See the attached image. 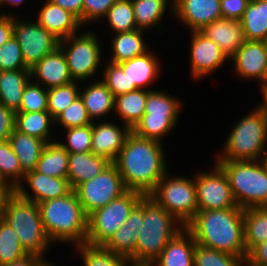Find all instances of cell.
Wrapping results in <instances>:
<instances>
[{
  "instance_id": "obj_1",
  "label": "cell",
  "mask_w": 267,
  "mask_h": 266,
  "mask_svg": "<svg viewBox=\"0 0 267 266\" xmlns=\"http://www.w3.org/2000/svg\"><path fill=\"white\" fill-rule=\"evenodd\" d=\"M165 145L130 132L113 162L127 190L148 196L170 170Z\"/></svg>"
},
{
  "instance_id": "obj_2",
  "label": "cell",
  "mask_w": 267,
  "mask_h": 266,
  "mask_svg": "<svg viewBox=\"0 0 267 266\" xmlns=\"http://www.w3.org/2000/svg\"><path fill=\"white\" fill-rule=\"evenodd\" d=\"M244 209L198 210L185 226L196 244L238 256L244 260L247 250L244 242Z\"/></svg>"
},
{
  "instance_id": "obj_3",
  "label": "cell",
  "mask_w": 267,
  "mask_h": 266,
  "mask_svg": "<svg viewBox=\"0 0 267 266\" xmlns=\"http://www.w3.org/2000/svg\"><path fill=\"white\" fill-rule=\"evenodd\" d=\"M44 231L52 245H75L86 242L87 216L75 191L38 203Z\"/></svg>"
},
{
  "instance_id": "obj_4",
  "label": "cell",
  "mask_w": 267,
  "mask_h": 266,
  "mask_svg": "<svg viewBox=\"0 0 267 266\" xmlns=\"http://www.w3.org/2000/svg\"><path fill=\"white\" fill-rule=\"evenodd\" d=\"M185 226L149 196L140 200V227L135 264L150 266L168 242Z\"/></svg>"
},
{
  "instance_id": "obj_5",
  "label": "cell",
  "mask_w": 267,
  "mask_h": 266,
  "mask_svg": "<svg viewBox=\"0 0 267 266\" xmlns=\"http://www.w3.org/2000/svg\"><path fill=\"white\" fill-rule=\"evenodd\" d=\"M248 112V113H247ZM237 119L225 136L215 161H257L267 148V119L254 106Z\"/></svg>"
},
{
  "instance_id": "obj_6",
  "label": "cell",
  "mask_w": 267,
  "mask_h": 266,
  "mask_svg": "<svg viewBox=\"0 0 267 266\" xmlns=\"http://www.w3.org/2000/svg\"><path fill=\"white\" fill-rule=\"evenodd\" d=\"M93 30L89 28L88 31L87 28H83L79 33L59 41V48L65 55L69 72L74 81L84 82L100 79L106 57L103 53L105 52V39H102L103 37L94 27Z\"/></svg>"
},
{
  "instance_id": "obj_7",
  "label": "cell",
  "mask_w": 267,
  "mask_h": 266,
  "mask_svg": "<svg viewBox=\"0 0 267 266\" xmlns=\"http://www.w3.org/2000/svg\"><path fill=\"white\" fill-rule=\"evenodd\" d=\"M184 103L163 89L150 90L145 103L144 115L131 129L136 135L165 143V139L173 134L179 124Z\"/></svg>"
},
{
  "instance_id": "obj_8",
  "label": "cell",
  "mask_w": 267,
  "mask_h": 266,
  "mask_svg": "<svg viewBox=\"0 0 267 266\" xmlns=\"http://www.w3.org/2000/svg\"><path fill=\"white\" fill-rule=\"evenodd\" d=\"M2 219L16 232L28 254L50 260L46 258V254L53 245L44 231L37 203L21 197L16 192L9 199Z\"/></svg>"
},
{
  "instance_id": "obj_9",
  "label": "cell",
  "mask_w": 267,
  "mask_h": 266,
  "mask_svg": "<svg viewBox=\"0 0 267 266\" xmlns=\"http://www.w3.org/2000/svg\"><path fill=\"white\" fill-rule=\"evenodd\" d=\"M227 175L234 199L243 209L267 207V171L257 161H215Z\"/></svg>"
},
{
  "instance_id": "obj_10",
  "label": "cell",
  "mask_w": 267,
  "mask_h": 266,
  "mask_svg": "<svg viewBox=\"0 0 267 266\" xmlns=\"http://www.w3.org/2000/svg\"><path fill=\"white\" fill-rule=\"evenodd\" d=\"M170 172L162 177L148 196L186 226L198 211L195 173L189 177L180 175V172L179 175H171Z\"/></svg>"
},
{
  "instance_id": "obj_11",
  "label": "cell",
  "mask_w": 267,
  "mask_h": 266,
  "mask_svg": "<svg viewBox=\"0 0 267 266\" xmlns=\"http://www.w3.org/2000/svg\"><path fill=\"white\" fill-rule=\"evenodd\" d=\"M143 196L140 192L127 190L106 206L91 213L87 218L86 242L105 245L126 222L130 212Z\"/></svg>"
},
{
  "instance_id": "obj_12",
  "label": "cell",
  "mask_w": 267,
  "mask_h": 266,
  "mask_svg": "<svg viewBox=\"0 0 267 266\" xmlns=\"http://www.w3.org/2000/svg\"><path fill=\"white\" fill-rule=\"evenodd\" d=\"M74 191L88 217L120 197L127 189L117 166L111 162L99 175L79 184Z\"/></svg>"
},
{
  "instance_id": "obj_13",
  "label": "cell",
  "mask_w": 267,
  "mask_h": 266,
  "mask_svg": "<svg viewBox=\"0 0 267 266\" xmlns=\"http://www.w3.org/2000/svg\"><path fill=\"white\" fill-rule=\"evenodd\" d=\"M30 19L27 20L26 15L25 19L18 15L13 16V36L20 45L24 63L29 69L55 51L60 41L35 19Z\"/></svg>"
},
{
  "instance_id": "obj_14",
  "label": "cell",
  "mask_w": 267,
  "mask_h": 266,
  "mask_svg": "<svg viewBox=\"0 0 267 266\" xmlns=\"http://www.w3.org/2000/svg\"><path fill=\"white\" fill-rule=\"evenodd\" d=\"M210 170H196L195 184L197 190L198 210L228 209L238 206L227 175L215 162Z\"/></svg>"
},
{
  "instance_id": "obj_15",
  "label": "cell",
  "mask_w": 267,
  "mask_h": 266,
  "mask_svg": "<svg viewBox=\"0 0 267 266\" xmlns=\"http://www.w3.org/2000/svg\"><path fill=\"white\" fill-rule=\"evenodd\" d=\"M189 47V72L190 77L198 82L208 76L214 75L215 71L223 69L229 62L221 48L200 31L188 32Z\"/></svg>"
},
{
  "instance_id": "obj_16",
  "label": "cell",
  "mask_w": 267,
  "mask_h": 266,
  "mask_svg": "<svg viewBox=\"0 0 267 266\" xmlns=\"http://www.w3.org/2000/svg\"><path fill=\"white\" fill-rule=\"evenodd\" d=\"M229 60L233 66L232 75L259 85L267 69V41L246 40Z\"/></svg>"
},
{
  "instance_id": "obj_17",
  "label": "cell",
  "mask_w": 267,
  "mask_h": 266,
  "mask_svg": "<svg viewBox=\"0 0 267 266\" xmlns=\"http://www.w3.org/2000/svg\"><path fill=\"white\" fill-rule=\"evenodd\" d=\"M173 18L188 32L201 31L213 21L223 18L220 0H176Z\"/></svg>"
},
{
  "instance_id": "obj_18",
  "label": "cell",
  "mask_w": 267,
  "mask_h": 266,
  "mask_svg": "<svg viewBox=\"0 0 267 266\" xmlns=\"http://www.w3.org/2000/svg\"><path fill=\"white\" fill-rule=\"evenodd\" d=\"M113 119L92 123L91 152L107 158L110 162L116 160L131 132V128L126 124H119L118 120Z\"/></svg>"
},
{
  "instance_id": "obj_19",
  "label": "cell",
  "mask_w": 267,
  "mask_h": 266,
  "mask_svg": "<svg viewBox=\"0 0 267 266\" xmlns=\"http://www.w3.org/2000/svg\"><path fill=\"white\" fill-rule=\"evenodd\" d=\"M72 190L67 178L50 177L35 170L24 175L16 192L23 198L40 203L67 195Z\"/></svg>"
},
{
  "instance_id": "obj_20",
  "label": "cell",
  "mask_w": 267,
  "mask_h": 266,
  "mask_svg": "<svg viewBox=\"0 0 267 266\" xmlns=\"http://www.w3.org/2000/svg\"><path fill=\"white\" fill-rule=\"evenodd\" d=\"M154 50L152 48L143 55L119 63L129 78V87L153 90L154 83L161 79L164 64L162 65L161 57Z\"/></svg>"
},
{
  "instance_id": "obj_21",
  "label": "cell",
  "mask_w": 267,
  "mask_h": 266,
  "mask_svg": "<svg viewBox=\"0 0 267 266\" xmlns=\"http://www.w3.org/2000/svg\"><path fill=\"white\" fill-rule=\"evenodd\" d=\"M38 13H34L37 23L53 34L57 39L62 40L71 35L79 33L84 27L79 19L70 11L53 4L49 0H41ZM44 2V3H43Z\"/></svg>"
},
{
  "instance_id": "obj_22",
  "label": "cell",
  "mask_w": 267,
  "mask_h": 266,
  "mask_svg": "<svg viewBox=\"0 0 267 266\" xmlns=\"http://www.w3.org/2000/svg\"><path fill=\"white\" fill-rule=\"evenodd\" d=\"M30 72L31 80L45 89L64 86L74 81L65 55L59 47L35 64Z\"/></svg>"
},
{
  "instance_id": "obj_23",
  "label": "cell",
  "mask_w": 267,
  "mask_h": 266,
  "mask_svg": "<svg viewBox=\"0 0 267 266\" xmlns=\"http://www.w3.org/2000/svg\"><path fill=\"white\" fill-rule=\"evenodd\" d=\"M146 35V31L136 29L132 31H127L123 33H117L110 35L111 39L107 43H105V50L107 48V44L109 43L110 54H106L105 59L109 62L119 64L121 62L130 60L134 57L140 56L148 52L151 48L150 42H148L149 38Z\"/></svg>"
},
{
  "instance_id": "obj_24",
  "label": "cell",
  "mask_w": 267,
  "mask_h": 266,
  "mask_svg": "<svg viewBox=\"0 0 267 266\" xmlns=\"http://www.w3.org/2000/svg\"><path fill=\"white\" fill-rule=\"evenodd\" d=\"M79 96L92 121L112 119L114 96L101 79L81 82Z\"/></svg>"
},
{
  "instance_id": "obj_25",
  "label": "cell",
  "mask_w": 267,
  "mask_h": 266,
  "mask_svg": "<svg viewBox=\"0 0 267 266\" xmlns=\"http://www.w3.org/2000/svg\"><path fill=\"white\" fill-rule=\"evenodd\" d=\"M200 32L217 44L228 59L246 41L239 20L222 18L208 24Z\"/></svg>"
},
{
  "instance_id": "obj_26",
  "label": "cell",
  "mask_w": 267,
  "mask_h": 266,
  "mask_svg": "<svg viewBox=\"0 0 267 266\" xmlns=\"http://www.w3.org/2000/svg\"><path fill=\"white\" fill-rule=\"evenodd\" d=\"M195 247L193 235L184 227L168 242L150 266H194Z\"/></svg>"
},
{
  "instance_id": "obj_27",
  "label": "cell",
  "mask_w": 267,
  "mask_h": 266,
  "mask_svg": "<svg viewBox=\"0 0 267 266\" xmlns=\"http://www.w3.org/2000/svg\"><path fill=\"white\" fill-rule=\"evenodd\" d=\"M132 5L137 29L146 32L153 30L158 35H164L167 30L162 20L168 15L171 20L173 18V6L167 0H132Z\"/></svg>"
},
{
  "instance_id": "obj_28",
  "label": "cell",
  "mask_w": 267,
  "mask_h": 266,
  "mask_svg": "<svg viewBox=\"0 0 267 266\" xmlns=\"http://www.w3.org/2000/svg\"><path fill=\"white\" fill-rule=\"evenodd\" d=\"M111 162L92 152L69 153L67 179L74 190L79 184L99 175Z\"/></svg>"
},
{
  "instance_id": "obj_29",
  "label": "cell",
  "mask_w": 267,
  "mask_h": 266,
  "mask_svg": "<svg viewBox=\"0 0 267 266\" xmlns=\"http://www.w3.org/2000/svg\"><path fill=\"white\" fill-rule=\"evenodd\" d=\"M140 227V201L130 212L126 222L113 234L105 246L116 255L135 263V247Z\"/></svg>"
},
{
  "instance_id": "obj_30",
  "label": "cell",
  "mask_w": 267,
  "mask_h": 266,
  "mask_svg": "<svg viewBox=\"0 0 267 266\" xmlns=\"http://www.w3.org/2000/svg\"><path fill=\"white\" fill-rule=\"evenodd\" d=\"M15 129L18 132L44 140L46 143L55 141L58 136L55 133L54 118L48 111L16 112Z\"/></svg>"
},
{
  "instance_id": "obj_31",
  "label": "cell",
  "mask_w": 267,
  "mask_h": 266,
  "mask_svg": "<svg viewBox=\"0 0 267 266\" xmlns=\"http://www.w3.org/2000/svg\"><path fill=\"white\" fill-rule=\"evenodd\" d=\"M30 80V69L0 71V103L16 113L24 88Z\"/></svg>"
},
{
  "instance_id": "obj_32",
  "label": "cell",
  "mask_w": 267,
  "mask_h": 266,
  "mask_svg": "<svg viewBox=\"0 0 267 266\" xmlns=\"http://www.w3.org/2000/svg\"><path fill=\"white\" fill-rule=\"evenodd\" d=\"M149 91L137 89L114 97L113 115L119 123L126 124L131 129L135 126L144 115Z\"/></svg>"
},
{
  "instance_id": "obj_33",
  "label": "cell",
  "mask_w": 267,
  "mask_h": 266,
  "mask_svg": "<svg viewBox=\"0 0 267 266\" xmlns=\"http://www.w3.org/2000/svg\"><path fill=\"white\" fill-rule=\"evenodd\" d=\"M8 141L20 162L22 172L26 174L34 171L46 142L18 132L16 129L13 130Z\"/></svg>"
},
{
  "instance_id": "obj_34",
  "label": "cell",
  "mask_w": 267,
  "mask_h": 266,
  "mask_svg": "<svg viewBox=\"0 0 267 266\" xmlns=\"http://www.w3.org/2000/svg\"><path fill=\"white\" fill-rule=\"evenodd\" d=\"M82 266H138L130 258L116 255L105 245H94L88 242L72 247ZM78 253V254H77Z\"/></svg>"
},
{
  "instance_id": "obj_35",
  "label": "cell",
  "mask_w": 267,
  "mask_h": 266,
  "mask_svg": "<svg viewBox=\"0 0 267 266\" xmlns=\"http://www.w3.org/2000/svg\"><path fill=\"white\" fill-rule=\"evenodd\" d=\"M240 22L246 40L267 41V0H250Z\"/></svg>"
},
{
  "instance_id": "obj_36",
  "label": "cell",
  "mask_w": 267,
  "mask_h": 266,
  "mask_svg": "<svg viewBox=\"0 0 267 266\" xmlns=\"http://www.w3.org/2000/svg\"><path fill=\"white\" fill-rule=\"evenodd\" d=\"M68 157L69 152L57 140L46 143L35 171L50 177L67 178Z\"/></svg>"
},
{
  "instance_id": "obj_37",
  "label": "cell",
  "mask_w": 267,
  "mask_h": 266,
  "mask_svg": "<svg viewBox=\"0 0 267 266\" xmlns=\"http://www.w3.org/2000/svg\"><path fill=\"white\" fill-rule=\"evenodd\" d=\"M244 242L247 253L267 240V207L244 209Z\"/></svg>"
},
{
  "instance_id": "obj_38",
  "label": "cell",
  "mask_w": 267,
  "mask_h": 266,
  "mask_svg": "<svg viewBox=\"0 0 267 266\" xmlns=\"http://www.w3.org/2000/svg\"><path fill=\"white\" fill-rule=\"evenodd\" d=\"M102 20L108 36L137 29L132 0H117Z\"/></svg>"
},
{
  "instance_id": "obj_39",
  "label": "cell",
  "mask_w": 267,
  "mask_h": 266,
  "mask_svg": "<svg viewBox=\"0 0 267 266\" xmlns=\"http://www.w3.org/2000/svg\"><path fill=\"white\" fill-rule=\"evenodd\" d=\"M27 255L16 232L6 221L0 219V266L13 263Z\"/></svg>"
},
{
  "instance_id": "obj_40",
  "label": "cell",
  "mask_w": 267,
  "mask_h": 266,
  "mask_svg": "<svg viewBox=\"0 0 267 266\" xmlns=\"http://www.w3.org/2000/svg\"><path fill=\"white\" fill-rule=\"evenodd\" d=\"M58 133L59 137L57 136L56 140L69 153L91 152L92 124L70 127ZM61 134L64 136L61 137Z\"/></svg>"
},
{
  "instance_id": "obj_41",
  "label": "cell",
  "mask_w": 267,
  "mask_h": 266,
  "mask_svg": "<svg viewBox=\"0 0 267 266\" xmlns=\"http://www.w3.org/2000/svg\"><path fill=\"white\" fill-rule=\"evenodd\" d=\"M24 175L10 142L0 141V177L16 188L23 181Z\"/></svg>"
},
{
  "instance_id": "obj_42",
  "label": "cell",
  "mask_w": 267,
  "mask_h": 266,
  "mask_svg": "<svg viewBox=\"0 0 267 266\" xmlns=\"http://www.w3.org/2000/svg\"><path fill=\"white\" fill-rule=\"evenodd\" d=\"M81 82L48 89V112L53 118L65 110L78 96Z\"/></svg>"
},
{
  "instance_id": "obj_43",
  "label": "cell",
  "mask_w": 267,
  "mask_h": 266,
  "mask_svg": "<svg viewBox=\"0 0 267 266\" xmlns=\"http://www.w3.org/2000/svg\"><path fill=\"white\" fill-rule=\"evenodd\" d=\"M92 123L93 121L89 117L80 96L54 118L55 130L57 131H61V128L64 130L70 127L85 126Z\"/></svg>"
},
{
  "instance_id": "obj_44",
  "label": "cell",
  "mask_w": 267,
  "mask_h": 266,
  "mask_svg": "<svg viewBox=\"0 0 267 266\" xmlns=\"http://www.w3.org/2000/svg\"><path fill=\"white\" fill-rule=\"evenodd\" d=\"M245 260L219 250L196 244L194 266H243Z\"/></svg>"
},
{
  "instance_id": "obj_45",
  "label": "cell",
  "mask_w": 267,
  "mask_h": 266,
  "mask_svg": "<svg viewBox=\"0 0 267 266\" xmlns=\"http://www.w3.org/2000/svg\"><path fill=\"white\" fill-rule=\"evenodd\" d=\"M100 79L114 97L138 89L137 87H129V78L119 64L109 62L106 59L103 63Z\"/></svg>"
},
{
  "instance_id": "obj_46",
  "label": "cell",
  "mask_w": 267,
  "mask_h": 266,
  "mask_svg": "<svg viewBox=\"0 0 267 266\" xmlns=\"http://www.w3.org/2000/svg\"><path fill=\"white\" fill-rule=\"evenodd\" d=\"M48 111V89L32 80L25 86L17 112Z\"/></svg>"
},
{
  "instance_id": "obj_47",
  "label": "cell",
  "mask_w": 267,
  "mask_h": 266,
  "mask_svg": "<svg viewBox=\"0 0 267 266\" xmlns=\"http://www.w3.org/2000/svg\"><path fill=\"white\" fill-rule=\"evenodd\" d=\"M29 69L22 55V50L17 39L12 35L10 39L0 47V71Z\"/></svg>"
},
{
  "instance_id": "obj_48",
  "label": "cell",
  "mask_w": 267,
  "mask_h": 266,
  "mask_svg": "<svg viewBox=\"0 0 267 266\" xmlns=\"http://www.w3.org/2000/svg\"><path fill=\"white\" fill-rule=\"evenodd\" d=\"M117 0H83V13L79 22L84 28L97 22V25L106 16L109 9ZM99 21V22H98Z\"/></svg>"
},
{
  "instance_id": "obj_49",
  "label": "cell",
  "mask_w": 267,
  "mask_h": 266,
  "mask_svg": "<svg viewBox=\"0 0 267 266\" xmlns=\"http://www.w3.org/2000/svg\"><path fill=\"white\" fill-rule=\"evenodd\" d=\"M250 0H220L223 18L241 20Z\"/></svg>"
},
{
  "instance_id": "obj_50",
  "label": "cell",
  "mask_w": 267,
  "mask_h": 266,
  "mask_svg": "<svg viewBox=\"0 0 267 266\" xmlns=\"http://www.w3.org/2000/svg\"><path fill=\"white\" fill-rule=\"evenodd\" d=\"M15 129V112L0 103V141L10 138Z\"/></svg>"
},
{
  "instance_id": "obj_51",
  "label": "cell",
  "mask_w": 267,
  "mask_h": 266,
  "mask_svg": "<svg viewBox=\"0 0 267 266\" xmlns=\"http://www.w3.org/2000/svg\"><path fill=\"white\" fill-rule=\"evenodd\" d=\"M244 265L267 266V240L248 252Z\"/></svg>"
},
{
  "instance_id": "obj_52",
  "label": "cell",
  "mask_w": 267,
  "mask_h": 266,
  "mask_svg": "<svg viewBox=\"0 0 267 266\" xmlns=\"http://www.w3.org/2000/svg\"><path fill=\"white\" fill-rule=\"evenodd\" d=\"M16 193V188L7 181L0 183V219L3 218L9 199Z\"/></svg>"
},
{
  "instance_id": "obj_53",
  "label": "cell",
  "mask_w": 267,
  "mask_h": 266,
  "mask_svg": "<svg viewBox=\"0 0 267 266\" xmlns=\"http://www.w3.org/2000/svg\"><path fill=\"white\" fill-rule=\"evenodd\" d=\"M13 35V16L0 15V47Z\"/></svg>"
},
{
  "instance_id": "obj_54",
  "label": "cell",
  "mask_w": 267,
  "mask_h": 266,
  "mask_svg": "<svg viewBox=\"0 0 267 266\" xmlns=\"http://www.w3.org/2000/svg\"><path fill=\"white\" fill-rule=\"evenodd\" d=\"M53 4L70 11L78 19L82 17L83 13V0H49Z\"/></svg>"
},
{
  "instance_id": "obj_55",
  "label": "cell",
  "mask_w": 267,
  "mask_h": 266,
  "mask_svg": "<svg viewBox=\"0 0 267 266\" xmlns=\"http://www.w3.org/2000/svg\"><path fill=\"white\" fill-rule=\"evenodd\" d=\"M45 261L46 259L38 255L28 254L27 256L4 266H42Z\"/></svg>"
},
{
  "instance_id": "obj_56",
  "label": "cell",
  "mask_w": 267,
  "mask_h": 266,
  "mask_svg": "<svg viewBox=\"0 0 267 266\" xmlns=\"http://www.w3.org/2000/svg\"><path fill=\"white\" fill-rule=\"evenodd\" d=\"M25 5L26 4V0H2L1 3H0V15H12V16H17V14L19 13H10L7 11V9H5V7L7 6H11V9L12 7H16V8H21V5ZM7 5V6H6ZM5 9V10H4ZM4 10V11H3Z\"/></svg>"
},
{
  "instance_id": "obj_57",
  "label": "cell",
  "mask_w": 267,
  "mask_h": 266,
  "mask_svg": "<svg viewBox=\"0 0 267 266\" xmlns=\"http://www.w3.org/2000/svg\"><path fill=\"white\" fill-rule=\"evenodd\" d=\"M259 93L262 96L261 101H258L259 104L256 105V108L262 113V115L267 119V85H258Z\"/></svg>"
},
{
  "instance_id": "obj_58",
  "label": "cell",
  "mask_w": 267,
  "mask_h": 266,
  "mask_svg": "<svg viewBox=\"0 0 267 266\" xmlns=\"http://www.w3.org/2000/svg\"><path fill=\"white\" fill-rule=\"evenodd\" d=\"M260 161H261V163L263 164L265 170L267 171V148H266V150L263 152Z\"/></svg>"
},
{
  "instance_id": "obj_59",
  "label": "cell",
  "mask_w": 267,
  "mask_h": 266,
  "mask_svg": "<svg viewBox=\"0 0 267 266\" xmlns=\"http://www.w3.org/2000/svg\"><path fill=\"white\" fill-rule=\"evenodd\" d=\"M51 260H46L42 266H57L55 263H53Z\"/></svg>"
},
{
  "instance_id": "obj_60",
  "label": "cell",
  "mask_w": 267,
  "mask_h": 266,
  "mask_svg": "<svg viewBox=\"0 0 267 266\" xmlns=\"http://www.w3.org/2000/svg\"><path fill=\"white\" fill-rule=\"evenodd\" d=\"M259 85H267V69L263 81Z\"/></svg>"
},
{
  "instance_id": "obj_61",
  "label": "cell",
  "mask_w": 267,
  "mask_h": 266,
  "mask_svg": "<svg viewBox=\"0 0 267 266\" xmlns=\"http://www.w3.org/2000/svg\"><path fill=\"white\" fill-rule=\"evenodd\" d=\"M167 1L174 7L176 0H167Z\"/></svg>"
}]
</instances>
